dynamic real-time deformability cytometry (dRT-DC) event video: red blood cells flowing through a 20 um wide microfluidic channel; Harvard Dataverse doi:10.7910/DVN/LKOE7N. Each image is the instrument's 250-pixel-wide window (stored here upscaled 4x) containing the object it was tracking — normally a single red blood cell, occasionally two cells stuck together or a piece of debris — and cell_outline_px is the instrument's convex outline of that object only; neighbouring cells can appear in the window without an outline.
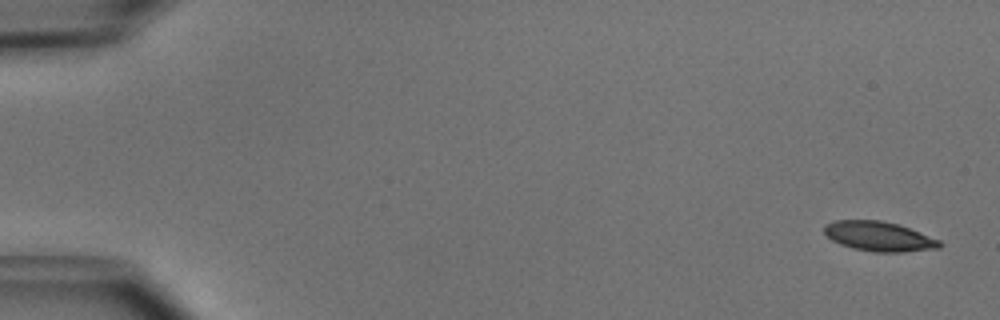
{"species": "common noctule bat (a hibernating species)", "species_latin": "Nyctalus noctula", "temperature_condition": "cold", "stored_images_in_passage": 51, "camera_frame_rate_fps": 3000, "um_per_image_px": 0.085, "animal": {"sex": "male", "body_mass_g": 15.6}, "frame": {"image": 1, "passage_image": 1, "time_ms": 0.0, "image_size_px": [1000, 320], "cell_outline_px": [[944, 244], [940, 248], [904, 252], [872, 252], [852, 248], [840, 244], [832, 240], [824, 232], [824, 224], [836, 220], [880, 220], [900, 224], [940, 240]], "centroid_in_image_um": [74.74, 20.09], "position_along_channel_um": 10.3, "area_um2": 20.17}}
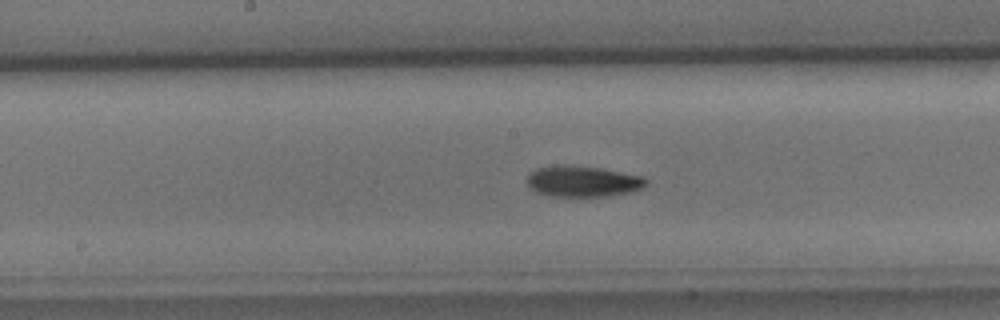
{"frame": {"image": 2, "passage_image": 26, "time_ms": 8.333, "image_size_px": [1000, 320], "cell_outline_px": [[648, 184], [640, 188], [628, 192], [608, 196], [548, 196], [536, 192], [528, 184], [528, 176], [532, 172], [540, 168], [568, 164], [600, 168], [644, 176], [648, 180]], "centroid_in_image_um": [49.58, 15.41], "position_along_channel_um": 198.6, "area_um2": 21.27}}
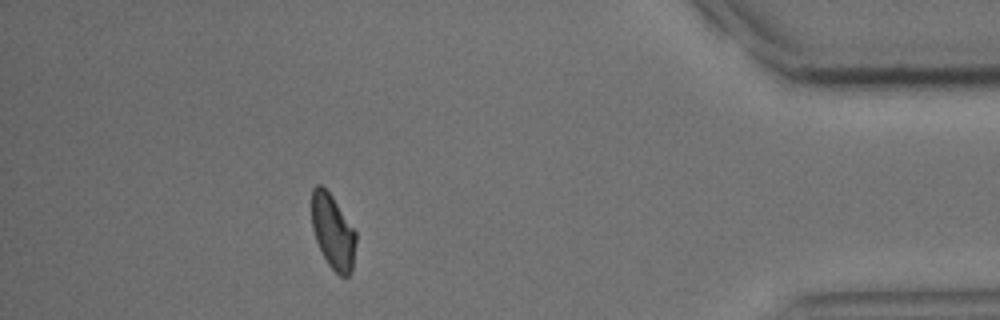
{"frame": {"image": 3, "passage_image": 45, "time_ms": 14.667, "image_size_px": [1000, 320], "cell_outline_px": [[356, 244], [352, 272], [348, 276], [340, 276], [328, 264], [316, 240], [312, 228], [312, 188], [316, 184], [320, 184], [332, 196], [356, 232]], "centroid_in_image_um": [28.3, 19.7], "position_along_channel_um": 406.9, "area_um2": 19.07}}